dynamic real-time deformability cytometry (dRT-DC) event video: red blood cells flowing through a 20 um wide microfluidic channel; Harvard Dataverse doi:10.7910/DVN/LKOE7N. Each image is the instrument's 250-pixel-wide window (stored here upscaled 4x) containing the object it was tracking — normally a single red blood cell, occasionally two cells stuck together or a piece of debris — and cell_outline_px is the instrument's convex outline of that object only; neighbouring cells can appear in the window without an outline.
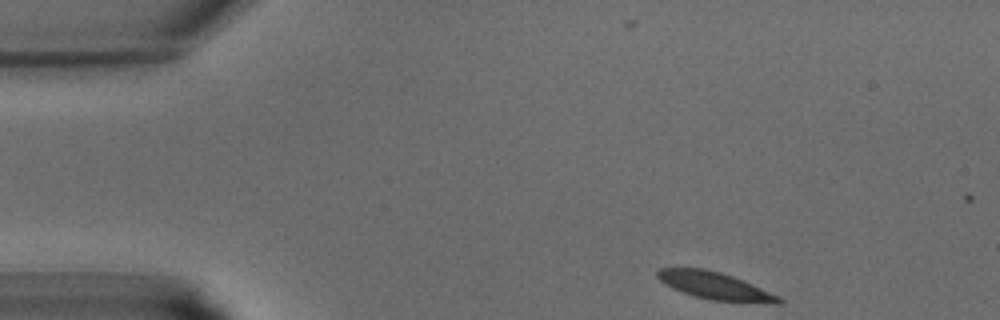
{"species": "common noctule bat (a hibernating species)", "species_latin": "Nyctalus noctula", "temperature_condition": "warm", "stored_images_in_passage": 38, "camera_frame_rate_fps": 3000, "um_per_image_px": 0.085, "animal": {"sex": "male", "body_mass_g": 15.6}, "frame": {"image": 1, "passage_image": 1, "time_ms": 0.0, "image_size_px": [1000, 320], "cell_outline_px": [[784, 300], [780, 304], [776, 304], [708, 300], [672, 288], [664, 284], [656, 276], [656, 272], [660, 268], [704, 268], [720, 272], [732, 276], [752, 284], [780, 296]], "centroid_in_image_um": [60.8, 24.3], "position_along_channel_um": 24.2, "area_um2": 19.36}}
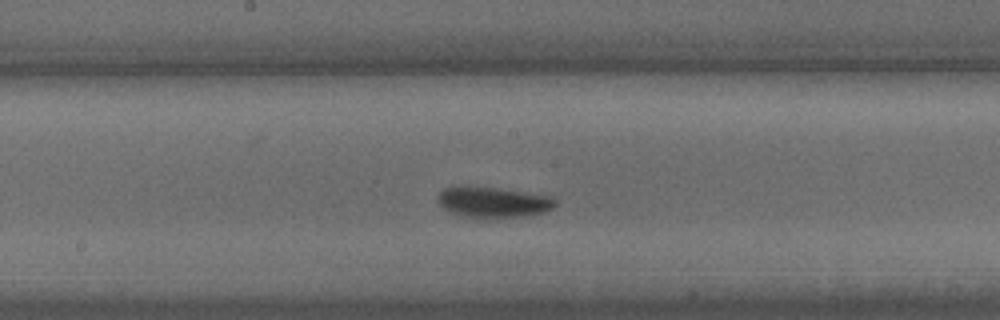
{"frame": {"image": 2, "passage_image": 17, "time_ms": 5.333, "image_size_px": [1000, 320], "cell_outline_px": [[556, 204], [552, 208], [544, 212], [524, 216], [480, 220], [476, 220], [460, 216], [444, 208], [436, 200], [436, 196], [444, 188], [452, 184], [468, 184], [500, 188], [552, 196], [556, 200]], "centroid_in_image_um": [41.83, 17.17], "position_along_channel_um": 206.4, "area_um2": 22.2}}
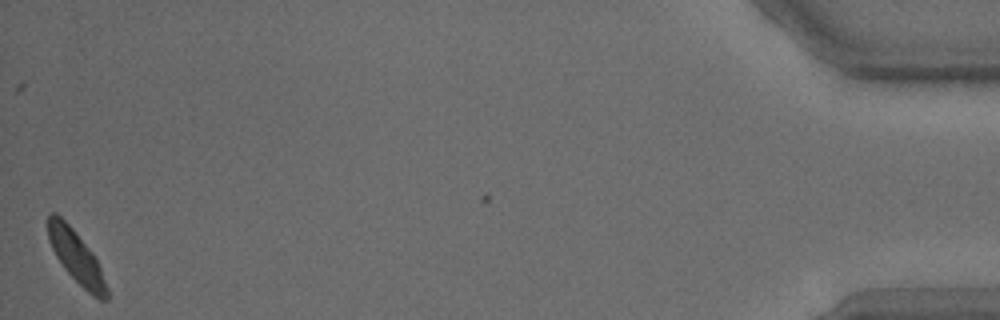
{"frame": {"image": 3, "passage_image": 37, "time_ms": 12.0, "image_size_px": [1000, 320], "cell_outline_px": [[108, 300], [100, 300], [92, 296], [64, 268], [56, 256], [48, 240], [48, 216], [52, 212], [56, 212], [72, 228], [92, 252], [100, 268], [108, 288]], "centroid_in_image_um": [6.48, 21.85], "position_along_channel_um": 428.7, "area_um2": 17.57}}